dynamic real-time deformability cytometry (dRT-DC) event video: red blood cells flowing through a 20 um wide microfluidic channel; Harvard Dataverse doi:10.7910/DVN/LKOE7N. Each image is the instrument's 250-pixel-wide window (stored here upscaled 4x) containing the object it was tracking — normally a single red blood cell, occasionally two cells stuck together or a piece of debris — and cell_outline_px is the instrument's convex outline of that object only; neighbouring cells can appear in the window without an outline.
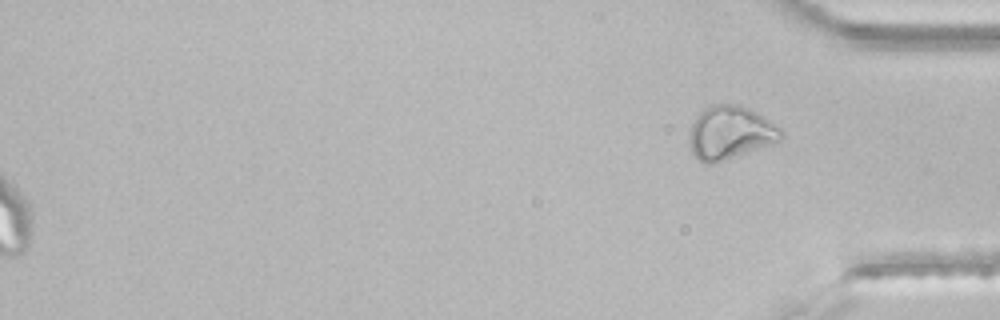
{"species": "common noctule bat (a hibernating species)", "species_latin": "Nyctalus noctula", "temperature_condition": "room temperature", "stored_images_in_passage": 39, "segment_of_instrument_passage": [2, 2], "camera_frame_rate_fps": 3000, "um_per_image_px": 0.085, "animal": {"sex": "male", "body_mass_g": 21.5, "forearm_length_mm": 52.0}, "frame": {"image": 1, "passage_image": 39, "time_ms": 12.667, "image_size_px": [1000, 320], "cell_outline_px": [[784, 136], [780, 140], [772, 144], [716, 164], [704, 164], [692, 152], [688, 144], [688, 128], [696, 116], [708, 104], [740, 104], [764, 116], [780, 128], [784, 132]], "centroid_in_image_um": [62.03, 11.28], "position_along_channel_um": 373.2, "area_um2": 29.13}}